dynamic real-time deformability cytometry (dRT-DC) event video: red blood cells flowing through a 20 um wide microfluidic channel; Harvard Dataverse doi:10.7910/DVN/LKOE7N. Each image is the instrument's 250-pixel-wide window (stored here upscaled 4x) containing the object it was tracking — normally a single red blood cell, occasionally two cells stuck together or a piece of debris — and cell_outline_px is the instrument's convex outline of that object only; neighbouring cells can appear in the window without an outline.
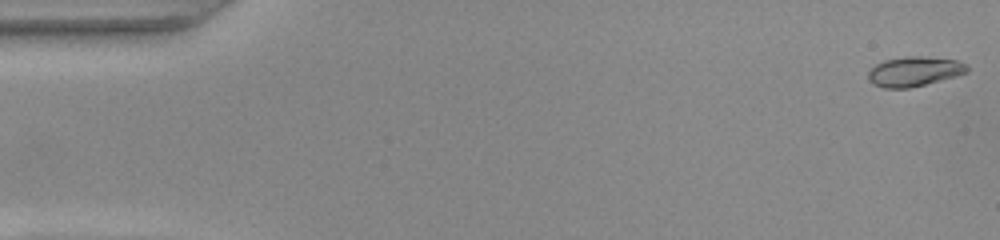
{"species": "common noctule bat (a hibernating species)", "species_latin": "Nyctalus noctula", "temperature_condition": "warm", "stored_images_in_passage": 46, "camera_frame_rate_fps": 3000, "um_per_image_px": 0.085, "animal": {"sex": "female", "body_mass_g": 22.0, "forearm_length_mm": 56.7}, "frame": {"image": 1, "passage_image": 1, "time_ms": 0.0, "image_size_px": [1000, 240], "cell_outline_px": [[968, 72], [956, 76], [908, 88], [884, 88], [872, 84], [868, 80], [868, 72], [876, 64], [884, 60], [908, 56], [920, 56], [956, 60], [968, 64]], "centroid_in_image_um": [77.7, 6.07], "position_along_channel_um": 7.3, "area_um2": 17.05}}
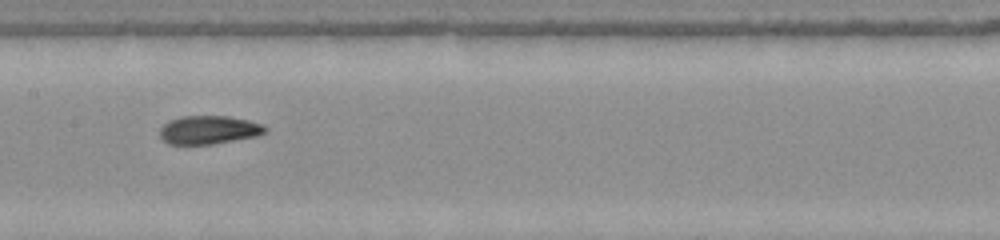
{"frame": {"image": 2, "passage_image": 26, "time_ms": 8.333, "image_size_px": [1000, 240], "cell_outline_px": [[268, 132], [256, 136], [212, 144], [168, 144], [160, 136], [160, 128], [168, 120], [180, 116], [228, 116], [248, 120], [260, 124], [268, 128]], "centroid_in_image_um": [17.74, 11.03], "position_along_channel_um": 189.7, "area_um2": 17.46}}
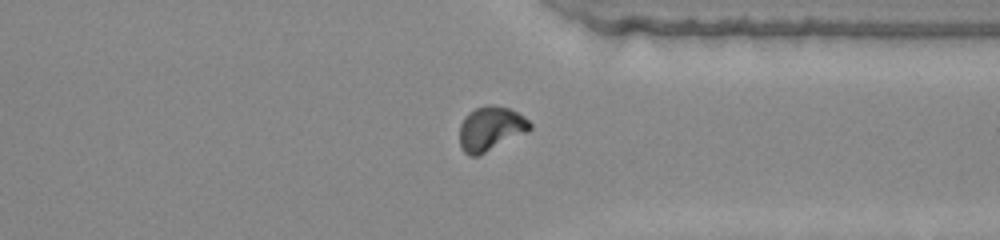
{"frame": {"image": 3, "passage_image": 40, "time_ms": 13.0, "image_size_px": [1000, 240], "cell_outline_px": [[532, 128], [528, 132], [476, 156], [468, 156], [460, 148], [460, 124], [464, 116], [468, 112], [476, 108], [488, 104], [492, 104], [508, 108], [524, 116], [532, 124]], "centroid_in_image_um": [41.7, 10.92], "position_along_channel_um": 369.7, "area_um2": 18.21}}